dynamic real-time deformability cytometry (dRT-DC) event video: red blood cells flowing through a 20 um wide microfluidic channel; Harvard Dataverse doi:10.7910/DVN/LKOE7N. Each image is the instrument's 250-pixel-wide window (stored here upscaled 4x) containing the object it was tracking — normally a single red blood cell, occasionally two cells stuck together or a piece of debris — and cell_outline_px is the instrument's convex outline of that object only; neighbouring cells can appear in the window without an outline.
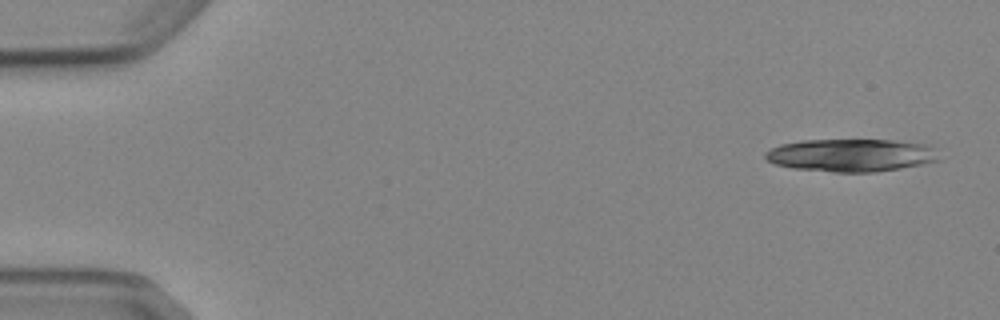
{"species": "Egyptian fruit bat (a non-hibernating species)", "species_latin": "Rousettus aegyptiacus", "temperature_condition": "cold", "stored_images_in_passage": 4, "camera_frame_rate_fps": 3000, "um_per_image_px": 0.085, "animal": {"sex": "female"}, "frame": {"image": 1, "passage_image": 1, "time_ms": 0.0, "image_size_px": [1000, 320], "cell_outline_px": [[940, 160], [900, 168], [872, 172], [832, 172], [792, 168], [776, 164], [768, 160], [764, 156], [764, 152], [780, 144], [804, 140], [896, 140], [924, 144]], "centroid_in_image_um": [72.25, 13.19], "position_along_channel_um": 12.8, "area_um2": 32.66}}